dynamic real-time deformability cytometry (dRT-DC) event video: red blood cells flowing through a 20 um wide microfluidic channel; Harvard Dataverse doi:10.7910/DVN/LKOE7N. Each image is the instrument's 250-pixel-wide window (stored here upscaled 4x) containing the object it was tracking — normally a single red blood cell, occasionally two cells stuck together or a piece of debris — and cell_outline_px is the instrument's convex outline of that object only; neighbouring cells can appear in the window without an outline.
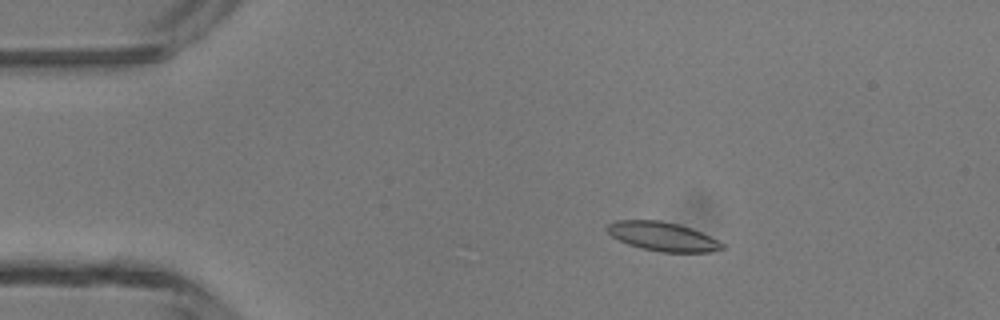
{"species": "common noctule bat (a hibernating species)", "species_latin": "Nyctalus noctula", "temperature_condition": "room temperature", "stored_images_in_passage": 48, "camera_frame_rate_fps": 3000, "um_per_image_px": 0.085, "animal": {"sex": "male", "body_mass_g": 13.3}, "frame": {"image": 1, "passage_image": 9, "time_ms": 2.667, "image_size_px": [1000, 320], "cell_outline_px": [[724, 248], [708, 252], [660, 252], [628, 244], [612, 236], [604, 228], [608, 224], [616, 220], [660, 220], [692, 228], [724, 244]], "centroid_in_image_um": [56.29, 20.09], "position_along_channel_um": 28.7, "area_um2": 19.13}}
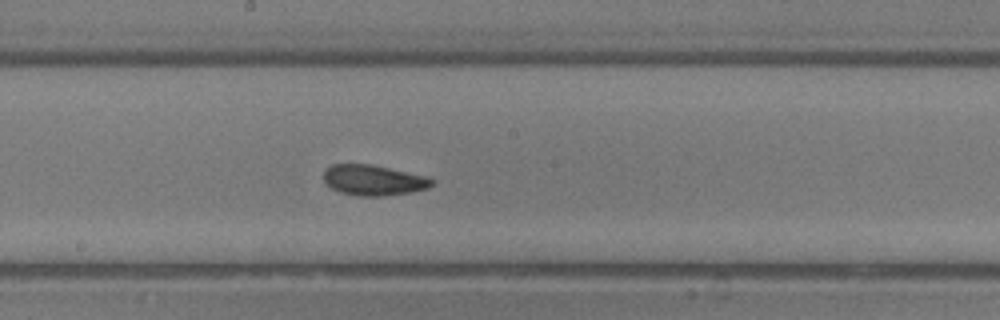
{"frame": {"image": 2, "passage_image": 26, "time_ms": 8.333, "image_size_px": [1000, 320], "cell_outline_px": [[436, 180], [428, 188], [412, 192], [384, 196], [356, 196], [340, 192], [324, 184], [324, 172], [332, 164], [372, 164], [428, 176]], "centroid_in_image_um": [31.77, 15.32], "position_along_channel_um": 216.4, "area_um2": 19.48}}
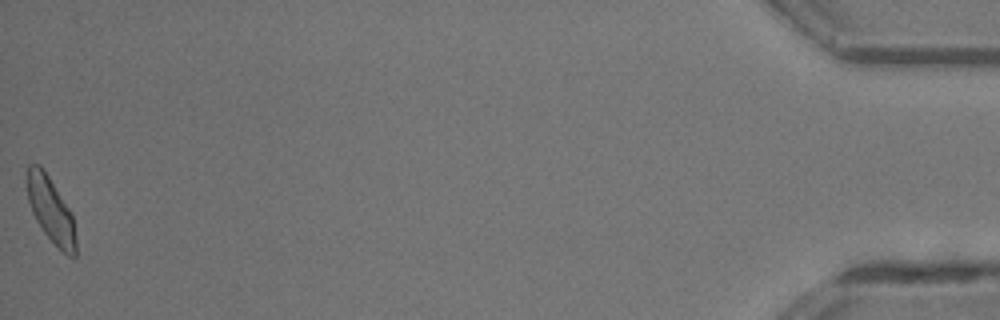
{"frame": {"image": 3, "passage_image": 48, "time_ms": 15.667, "image_size_px": [1000, 320], "cell_outline_px": [[76, 256], [68, 256], [44, 232], [36, 220], [32, 212], [28, 200], [28, 164], [40, 164], [44, 168], [68, 208], [72, 216], [76, 240]], "centroid_in_image_um": [4.32, 17.83], "position_along_channel_um": 430.9, "area_um2": 18.03}, "authors_computed_cell_mechanics": {"area_um2": 19.1318, "velocity_mm_per_s": 4.3391, "shape_relaxation_time_tau1_ms": 5.3141, "shape_relaxation_time_tau2_ms": 2.523, "deformation_change_tau1": 0.1292, "deformation_change_tau2": 0.0913}}